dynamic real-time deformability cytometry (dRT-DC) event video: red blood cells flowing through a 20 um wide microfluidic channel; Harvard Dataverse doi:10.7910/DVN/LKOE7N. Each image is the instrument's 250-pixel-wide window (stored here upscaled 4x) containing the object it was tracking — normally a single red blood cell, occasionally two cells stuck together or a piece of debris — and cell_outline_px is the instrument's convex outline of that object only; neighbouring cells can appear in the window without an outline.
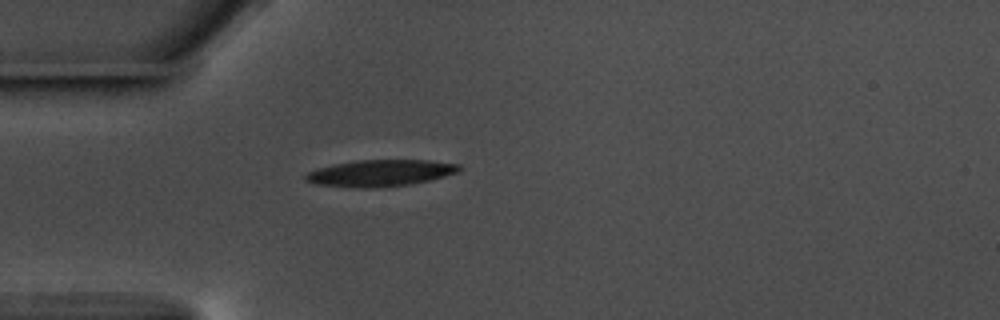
{"species": "common noctule bat (a hibernating species)", "species_latin": "Nyctalus noctula", "temperature_condition": "warm", "stored_images_in_passage": 42, "camera_frame_rate_fps": 3000, "um_per_image_px": 0.085, "animal": {"sex": "male", "body_mass_g": 17.5, "forearm_length_mm": 52.3}, "frame": {"image": 1, "passage_image": 1, "time_ms": 0.0, "image_size_px": [1000, 320], "cell_outline_px": [[464, 168], [456, 172], [444, 176], [412, 184], [376, 188], [352, 188], [316, 184], [304, 180], [304, 176], [308, 172], [316, 168], [356, 160], [428, 160], [460, 164]], "centroid_in_image_um": [32.31, 14.71], "position_along_channel_um": 52.7, "area_um2": 23.93}}
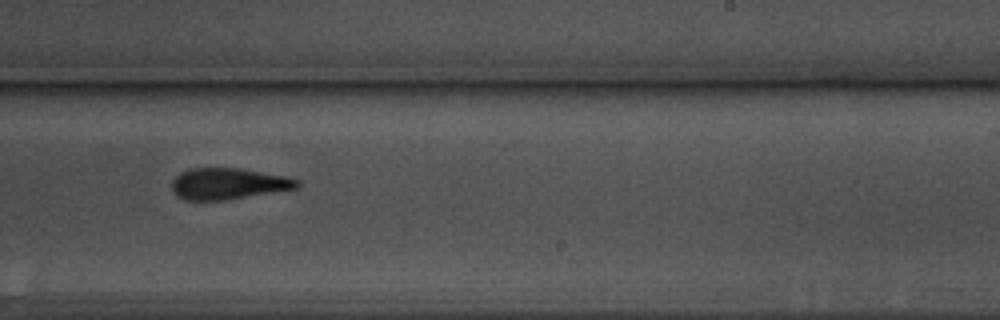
{"frame": {"image": 2, "passage_image": 20, "time_ms": 6.333, "image_size_px": [1000, 320], "cell_outline_px": [[300, 184], [296, 188], [224, 200], [184, 200], [176, 196], [172, 192], [172, 180], [180, 172], [188, 168], [236, 168], [284, 176], [300, 180]], "centroid_in_image_um": [19.33, 15.61], "position_along_channel_um": 269.7, "area_um2": 22.66}}
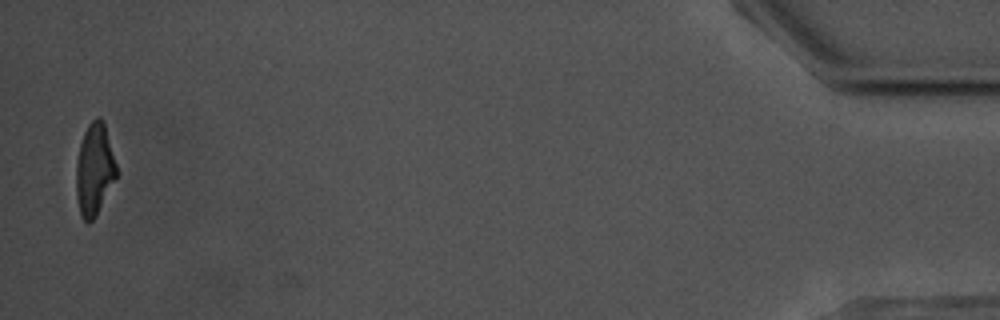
{"frame": {"image": 3, "passage_image": 41, "time_ms": 13.333, "image_size_px": [1000, 320], "cell_outline_px": [[116, 176], [96, 216], [88, 224], [80, 216], [76, 196], [76, 160], [80, 144], [84, 132], [88, 124], [96, 116], [100, 116], [104, 120], [116, 164]], "centroid_in_image_um": [8.0, 14.38], "position_along_channel_um": 427.2, "area_um2": 21.62}, "authors_computed_cell_mechanics": {"area_um2": 23.2356, "velocity_mm_per_s": 3.562, "shape_relaxation_time_tau1_ms": 3.357, "shape_relaxation_time_tau2_ms": 2.9213, "deformation_change_tau1": 0.1621, "deformation_change_tau2": 0.1282}}